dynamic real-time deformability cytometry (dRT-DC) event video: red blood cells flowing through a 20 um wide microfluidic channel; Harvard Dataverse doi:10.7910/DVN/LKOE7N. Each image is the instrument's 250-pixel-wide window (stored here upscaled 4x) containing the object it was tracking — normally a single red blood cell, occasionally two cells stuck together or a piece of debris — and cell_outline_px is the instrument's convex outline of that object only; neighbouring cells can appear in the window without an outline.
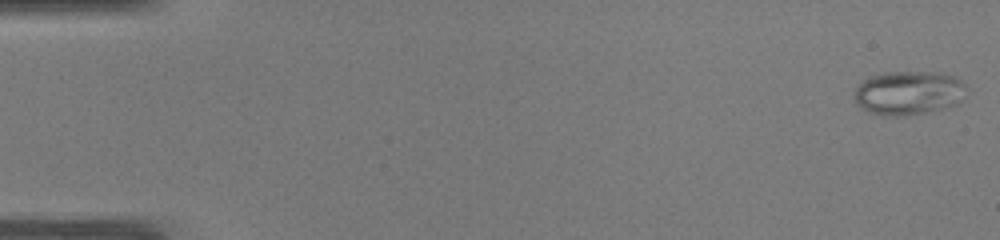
{"species": "common noctule bat (a hibernating species)", "species_latin": "Nyctalus noctula", "temperature_condition": "warm", "stored_images_in_passage": 50, "camera_frame_rate_fps": 3000, "um_per_image_px": 0.085, "animal": {"sex": "male", "body_mass_g": 19.0, "forearm_length_mm": 50.8}, "frame": {"image": 1, "passage_image": 1, "time_ms": 0.0, "image_size_px": [1000, 240], "cell_outline_px": [[968, 88], [956, 104], [924, 112], [896, 116], [884, 116], [872, 112], [856, 104], [856, 88], [868, 76], [884, 72], [940, 72], [956, 76]], "centroid_in_image_um": [77.24, 7.86], "position_along_channel_um": 7.8, "area_um2": 28.32}}
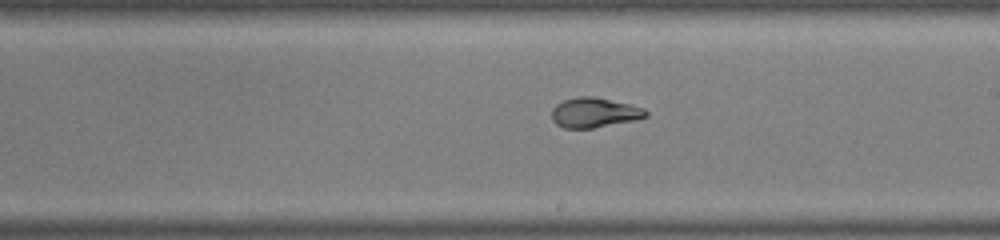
{"frame": {"image": 2, "passage_image": 29, "time_ms": 9.333, "image_size_px": [1000, 240], "cell_outline_px": [[648, 116], [636, 120], [592, 128], [564, 128], [556, 124], [552, 120], [552, 108], [556, 104], [564, 100], [580, 96], [592, 96], [628, 104], [644, 108], [648, 112]], "centroid_in_image_um": [50.51, 9.58], "position_along_channel_um": 238.5, "area_um2": 16.3}}
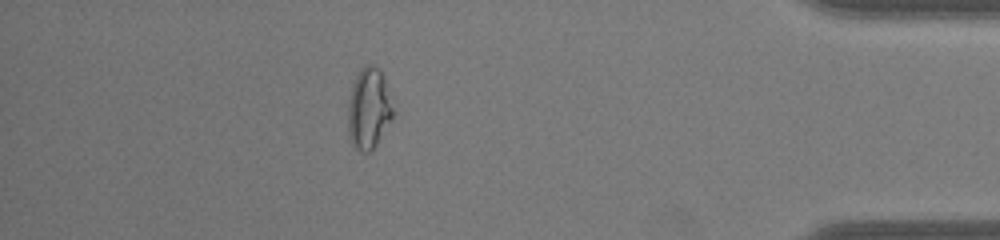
{"frame": {"image": 3, "passage_image": 44, "time_ms": 14.333, "image_size_px": [1000, 240], "cell_outline_px": [[392, 120], [376, 144], [368, 152], [364, 152], [356, 148], [352, 144], [348, 136], [348, 100], [352, 84], [360, 68], [364, 64], [372, 64], [380, 68], [384, 80], [392, 108]], "centroid_in_image_um": [31.31, 9.2], "position_along_channel_um": 403.9, "area_um2": 21.1}}